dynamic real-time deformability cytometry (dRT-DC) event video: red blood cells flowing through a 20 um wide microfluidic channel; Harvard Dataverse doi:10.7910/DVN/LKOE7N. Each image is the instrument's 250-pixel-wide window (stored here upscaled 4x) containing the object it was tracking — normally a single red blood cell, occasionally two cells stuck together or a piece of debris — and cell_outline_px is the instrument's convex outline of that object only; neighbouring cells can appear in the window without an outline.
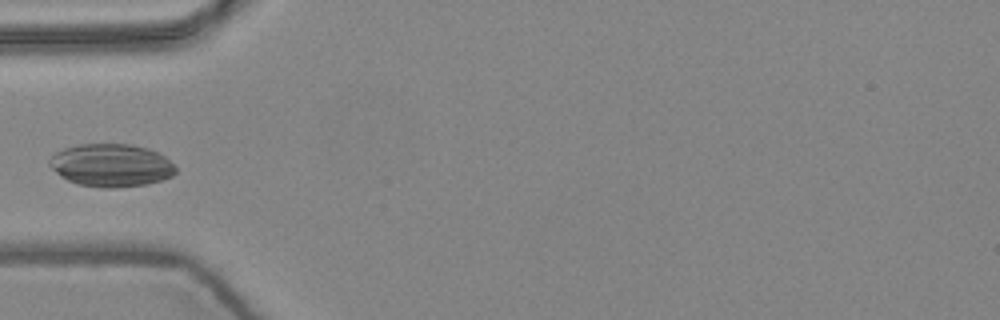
{"species": "common noctule bat (a hibernating species)", "species_latin": "Nyctalus noctula", "temperature_condition": "warm", "stored_images_in_passage": 9, "camera_frame_rate_fps": 3000, "um_per_image_px": 0.085, "animal": {"sex": "female", "body_mass_g": 24.6, "forearm_length_mm": 56.2}, "frame": {"image": 1, "passage_image": 6, "time_ms": 1.667, "image_size_px": [1000, 320], "cell_outline_px": [[176, 172], [172, 176], [148, 184], [112, 188], [104, 188], [76, 184], [60, 176], [48, 164], [48, 160], [56, 152], [64, 148], [80, 144], [128, 144], [148, 148], [164, 156], [176, 168]], "centroid_in_image_um": [9.43, 14.05], "position_along_channel_um": 75.6, "area_um2": 31.44}}
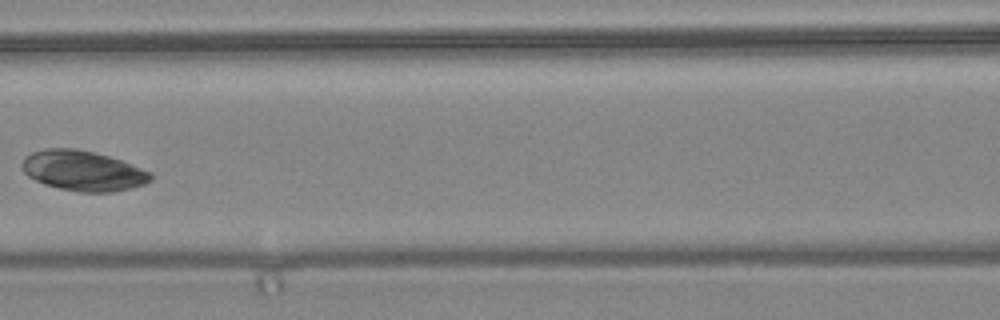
{"frame": {"image": 2, "passage_image": 8, "time_ms": 2.333, "image_size_px": [1000, 320], "cell_outline_px": [[152, 180], [144, 184], [112, 192], [80, 192], [60, 188], [44, 184], [28, 176], [24, 172], [20, 164], [24, 156], [32, 152], [44, 148], [72, 148], [92, 152], [108, 156], [132, 164], [152, 172]], "centroid_in_image_um": [7.03, 14.51], "position_along_channel_um": 159.6, "area_um2": 30.06}}
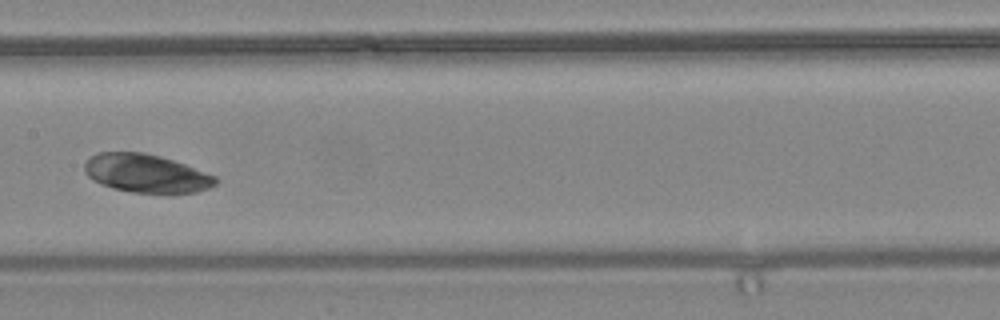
{"frame": {"image": 3, "passage_image": 9, "time_ms": 2.667, "image_size_px": [1000, 320], "cell_outline_px": [[220, 180], [216, 184], [208, 188], [196, 192], [132, 192], [112, 188], [100, 184], [92, 180], [84, 172], [84, 164], [96, 152], [144, 152], [160, 156], [184, 164], [216, 176]], "centroid_in_image_um": [12.4, 14.73], "position_along_channel_um": 195.0, "area_um2": 29.13}}